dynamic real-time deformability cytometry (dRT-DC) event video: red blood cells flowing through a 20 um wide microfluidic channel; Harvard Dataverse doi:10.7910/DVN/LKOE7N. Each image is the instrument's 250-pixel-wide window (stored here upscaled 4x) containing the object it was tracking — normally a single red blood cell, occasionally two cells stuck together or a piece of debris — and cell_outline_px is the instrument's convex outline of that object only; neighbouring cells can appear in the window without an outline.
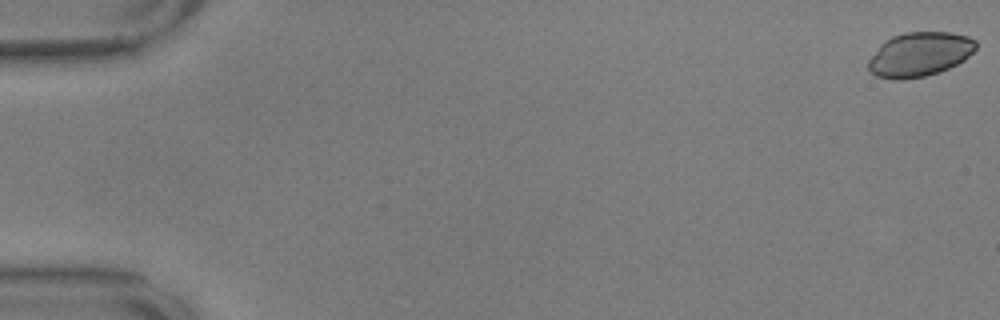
{"species": "common noctule bat (a hibernating species)", "species_latin": "Nyctalus noctula", "temperature_condition": "warm", "stored_images_in_passage": 57, "camera_frame_rate_fps": 3000, "um_per_image_px": 0.085, "animal": {"sex": "male", "body_mass_g": 17.9, "forearm_length_mm": 54.2}, "frame": {"image": 1, "passage_image": 1, "time_ms": 0.0, "image_size_px": [1000, 320], "cell_outline_px": [[976, 48], [964, 60], [940, 72], [924, 76], [904, 80], [896, 80], [876, 76], [868, 68], [868, 60], [880, 44], [884, 40], [892, 36], [904, 32], [952, 32], [968, 36], [976, 40]], "centroid_in_image_um": [78.15, 4.61], "position_along_channel_um": 6.8, "area_um2": 27.92}}
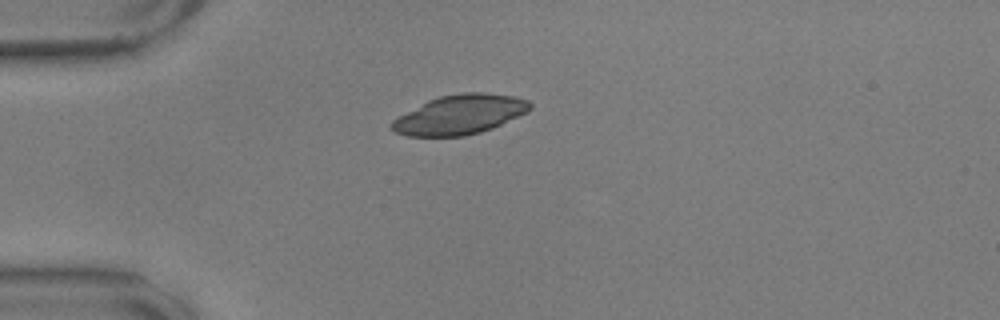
{"frame": {"image": 2, "passage_image": 16, "time_ms": 5.0, "image_size_px": [1000, 320], "cell_outline_px": [[532, 108], [528, 112], [492, 128], [480, 132], [464, 136], [408, 136], [396, 132], [388, 128], [388, 124], [392, 120], [428, 100], [440, 96], [460, 92], [484, 92], [516, 96], [528, 100], [532, 104]], "centroid_in_image_um": [39.09, 9.73], "position_along_channel_um": 45.9, "area_um2": 31.96}}